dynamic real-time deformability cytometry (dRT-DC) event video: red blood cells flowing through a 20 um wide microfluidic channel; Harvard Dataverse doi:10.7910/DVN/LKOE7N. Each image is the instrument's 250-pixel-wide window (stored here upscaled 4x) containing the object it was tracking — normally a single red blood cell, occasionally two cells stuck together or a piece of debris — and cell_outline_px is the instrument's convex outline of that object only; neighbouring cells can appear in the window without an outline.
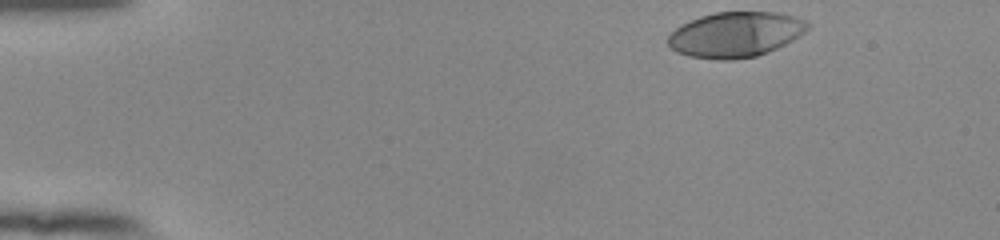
{"species": "human", "species_latin": "Homo sapiens", "temperature_condition": "room temperature", "stored_images_in_passage": 39, "camera_frame_rate_fps": 3000, "um_per_image_px": 0.085, "donor": {"sex": "female"}, "frame": {"image": 1, "passage_image": 1, "time_ms": 0.0, "image_size_px": [1000, 240], "cell_outline_px": [[812, 24], [800, 36], [768, 52], [756, 56], [732, 60], [716, 60], [688, 56], [676, 52], [668, 44], [668, 36], [680, 24], [700, 16], [716, 12], [780, 12], [796, 16]], "centroid_in_image_um": [62.52, 2.93], "position_along_channel_um": 22.5, "area_um2": 37.05}}
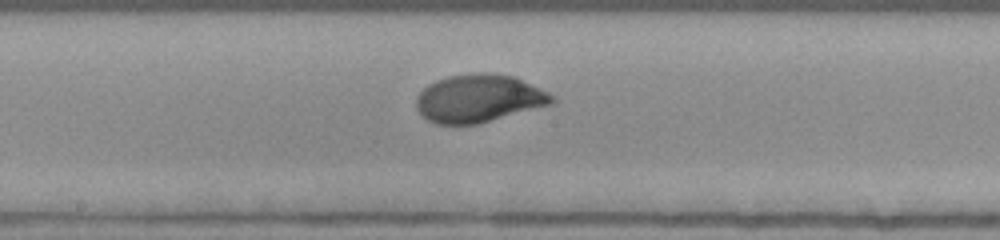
{"frame": {"image": 2, "passage_image": 23, "time_ms": 7.333, "image_size_px": [1000, 240], "cell_outline_px": [[556, 100], [552, 104], [480, 124], [436, 124], [428, 120], [416, 108], [416, 96], [428, 84], [436, 80], [448, 76], [476, 72], [488, 72], [516, 76], [556, 96]], "centroid_in_image_um": [40.73, 8.36], "position_along_channel_um": 207.5, "area_um2": 38.26}}
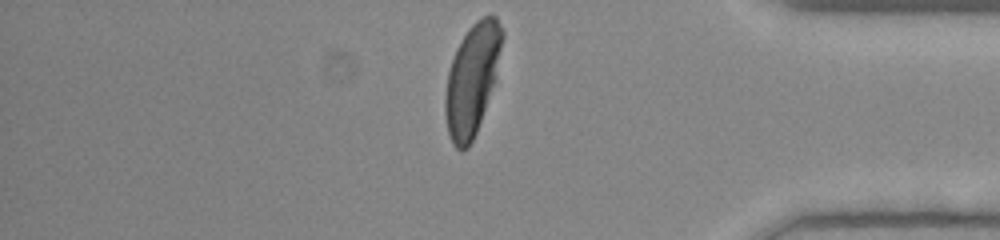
{"frame": {"image": 3, "passage_image": 39, "time_ms": 12.667, "image_size_px": [1000, 240], "cell_outline_px": [[504, 36], [496, 80], [476, 132], [468, 148], [460, 152], [452, 144], [448, 132], [444, 112], [444, 96], [448, 72], [456, 48], [460, 40], [468, 28], [476, 20], [484, 16], [496, 16], [504, 32]], "centroid_in_image_um": [40.13, 6.74], "position_along_channel_um": 395.1, "area_um2": 37.17}, "authors_computed_cell_mechanics": {"area_um2": 37.3388, "velocity_mm_per_s": 3.9288, "shape_relaxation_time_tau1_ms": 3.0051, "shape_relaxation_time_tau2_ms": null, "deformation_change_tau1": 0.2071, "deformation_change_tau2": null}}